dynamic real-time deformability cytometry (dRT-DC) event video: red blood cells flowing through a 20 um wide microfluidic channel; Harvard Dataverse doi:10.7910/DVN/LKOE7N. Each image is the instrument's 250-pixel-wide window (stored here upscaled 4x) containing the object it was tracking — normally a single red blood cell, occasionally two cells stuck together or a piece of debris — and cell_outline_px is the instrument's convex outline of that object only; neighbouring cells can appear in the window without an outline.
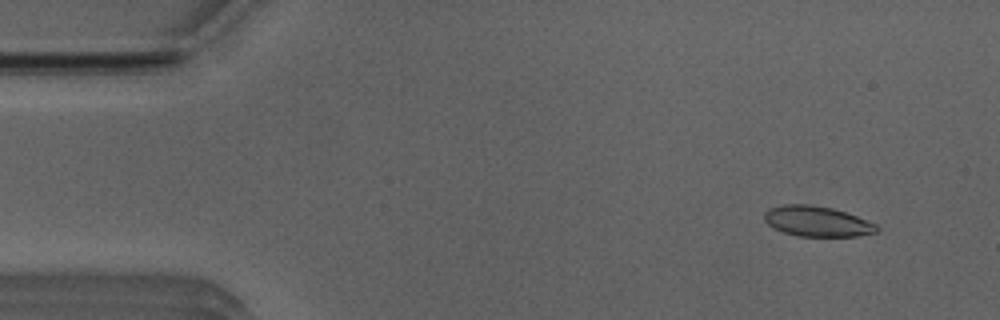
{"species": "Egyptian fruit bat (a non-hibernating species)", "species_latin": "Rousettus aegyptiacus", "temperature_condition": "room temperature", "stored_images_in_passage": 48, "camera_frame_rate_fps": 3000, "um_per_image_px": 0.085, "animal": {"sex": "male"}, "frame": {"image": 1, "passage_image": 1, "time_ms": 0.0, "image_size_px": [1000, 320], "cell_outline_px": [[880, 228], [876, 232], [856, 236], [796, 236], [772, 228], [764, 220], [764, 212], [768, 208], [784, 204], [808, 204], [832, 208], [856, 216], [876, 224]], "centroid_in_image_um": [69.4, 18.81], "position_along_channel_um": 15.6, "area_um2": 19.88}}
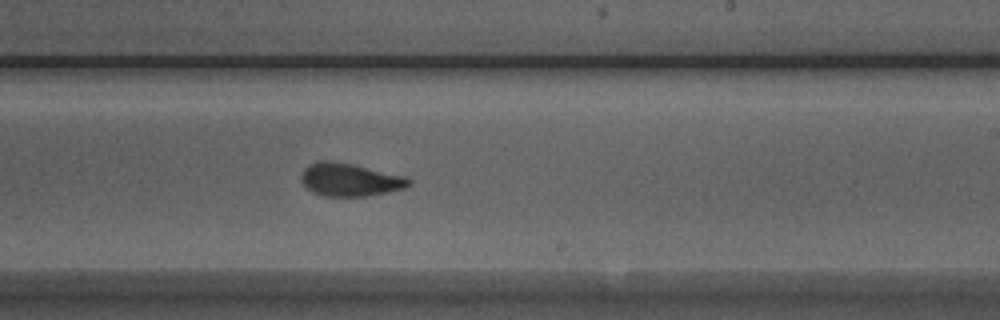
{"frame": {"image": 2, "passage_image": 27, "time_ms": 8.667, "image_size_px": [1000, 320], "cell_outline_px": [[412, 184], [404, 188], [388, 192], [368, 196], [324, 196], [312, 192], [300, 180], [300, 176], [304, 168], [308, 164], [320, 160], [332, 160], [352, 164], [408, 176], [412, 180]], "centroid_in_image_um": [29.76, 15.26], "position_along_channel_um": 259.2, "area_um2": 20.98}}
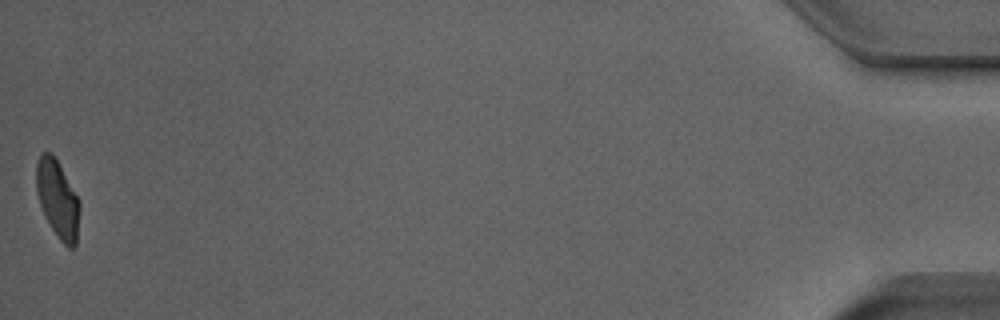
{"frame": {"image": 3, "passage_image": 48, "time_ms": 15.667, "image_size_px": [1000, 320], "cell_outline_px": [[80, 208], [76, 244], [72, 248], [68, 248], [60, 240], [52, 228], [40, 204], [36, 192], [36, 164], [40, 156], [44, 152], [52, 152], [80, 200]], "centroid_in_image_um": [4.91, 16.91], "position_along_channel_um": 430.3, "area_um2": 19.42}, "authors_computed_cell_mechanics": {"area_um2": 20.6346, "velocity_mm_per_s": 3.9516, "shape_relaxation_time_tau1_ms": 6.7083, "shape_relaxation_time_tau2_ms": 1.1784, "deformation_change_tau1": 0.1861, "deformation_change_tau2": 0.0781}}